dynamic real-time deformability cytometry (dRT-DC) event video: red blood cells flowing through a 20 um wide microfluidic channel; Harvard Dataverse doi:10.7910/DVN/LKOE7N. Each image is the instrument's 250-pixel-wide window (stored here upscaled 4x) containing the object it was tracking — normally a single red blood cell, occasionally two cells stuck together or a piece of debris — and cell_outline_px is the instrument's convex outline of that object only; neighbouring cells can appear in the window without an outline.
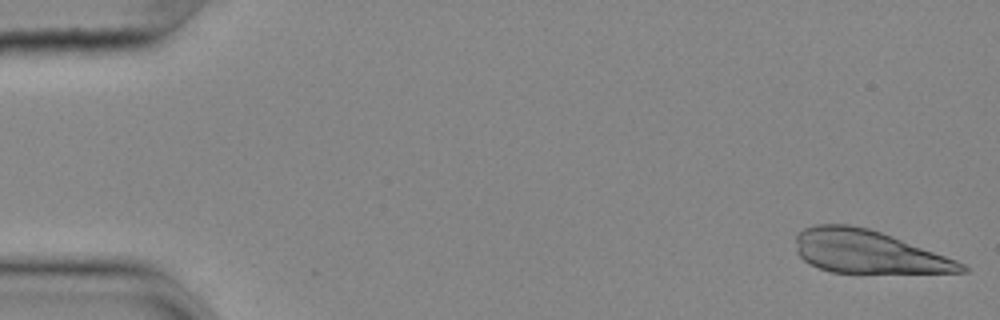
{"species": "common noctule bat (a hibernating species)", "species_latin": "Nyctalus noctula", "temperature_condition": "cold", "stored_images_in_passage": 54, "segment_of_instrument_passage": [1, 2], "camera_frame_rate_fps": 3000, "um_per_image_px": 0.085, "animal": {"sex": "female", "body_mass_g": 25.1}, "frame": {"image": 1, "passage_image": 1, "time_ms": 0.0, "image_size_px": [1000, 320], "cell_outline_px": [[968, 272], [832, 272], [808, 264], [796, 252], [796, 236], [804, 228], [816, 224], [848, 224], [868, 228], [892, 236], [956, 260], [964, 264], [968, 268]], "centroid_in_image_um": [73.73, 21.39], "position_along_channel_um": 11.3, "area_um2": 40.92}}